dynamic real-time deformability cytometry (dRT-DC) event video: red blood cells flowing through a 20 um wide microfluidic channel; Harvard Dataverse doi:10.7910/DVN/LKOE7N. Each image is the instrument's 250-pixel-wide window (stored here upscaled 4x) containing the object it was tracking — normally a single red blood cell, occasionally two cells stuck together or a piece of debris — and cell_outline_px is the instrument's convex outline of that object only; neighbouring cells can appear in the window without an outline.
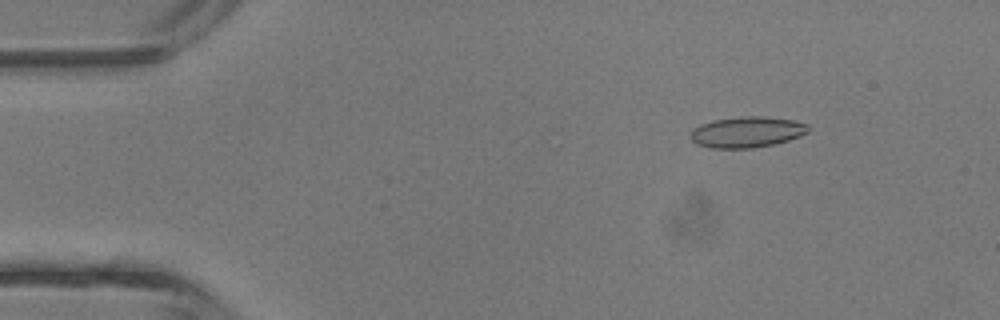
{"species": "common noctule bat (a hibernating species)", "species_latin": "Nyctalus noctula", "temperature_condition": "room temperature", "stored_images_in_passage": 43, "camera_frame_rate_fps": 3000, "um_per_image_px": 0.085, "animal": {"sex": "male", "body_mass_g": 13.3}, "frame": {"image": 1, "passage_image": 6, "time_ms": 1.667, "image_size_px": [1000, 320], "cell_outline_px": [[808, 132], [800, 136], [788, 140], [772, 144], [752, 148], [712, 148], [696, 144], [688, 136], [692, 128], [700, 124], [712, 120], [740, 116], [764, 116], [796, 120], [808, 124]], "centroid_in_image_um": [63.45, 11.21], "position_along_channel_um": 21.5, "area_um2": 21.44}}
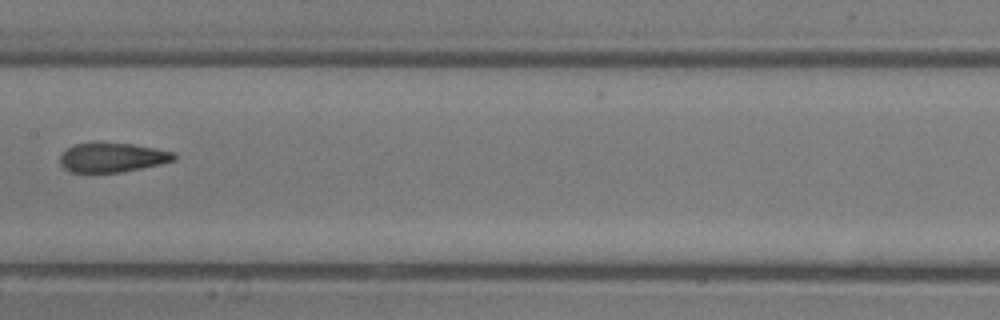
{"frame": {"image": 2, "passage_image": 22, "time_ms": 7.0, "image_size_px": [1000, 320], "cell_outline_px": [[176, 160], [160, 164], [120, 172], [68, 172], [60, 164], [60, 156], [68, 148], [76, 144], [96, 140], [132, 144], [156, 148], [176, 152]], "centroid_in_image_um": [9.54, 13.35], "position_along_channel_um": 197.9, "area_um2": 19.94}}
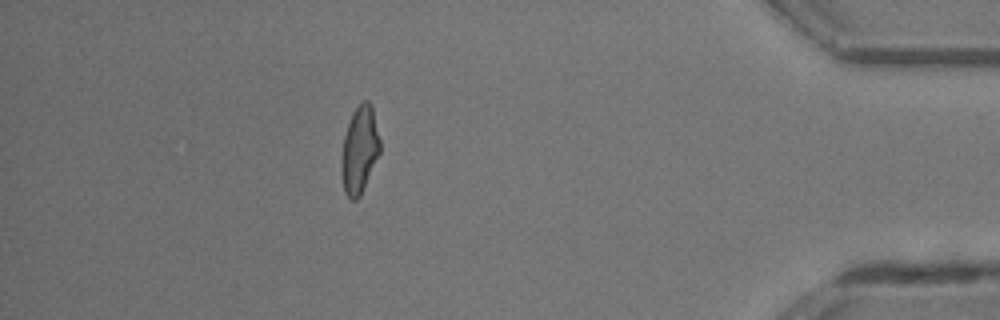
{"frame": {"image": 3, "passage_image": 38, "time_ms": 12.333, "image_size_px": [1000, 320], "cell_outline_px": [[380, 152], [360, 196], [356, 200], [352, 200], [344, 192], [340, 172], [340, 160], [344, 136], [352, 112], [364, 100], [368, 100], [372, 104], [380, 140]], "centroid_in_image_um": [30.54, 12.74], "position_along_channel_um": 404.7, "area_um2": 19.71}, "authors_computed_cell_mechanics": {"area_um2": 20.1144, "velocity_mm_per_s": 4.8193, "shape_relaxation_time_tau1_ms": 6.9472, "shape_relaxation_time_tau2_ms": 1.5925, "deformation_change_tau1": 0.203, "deformation_change_tau2": 0.0869}}